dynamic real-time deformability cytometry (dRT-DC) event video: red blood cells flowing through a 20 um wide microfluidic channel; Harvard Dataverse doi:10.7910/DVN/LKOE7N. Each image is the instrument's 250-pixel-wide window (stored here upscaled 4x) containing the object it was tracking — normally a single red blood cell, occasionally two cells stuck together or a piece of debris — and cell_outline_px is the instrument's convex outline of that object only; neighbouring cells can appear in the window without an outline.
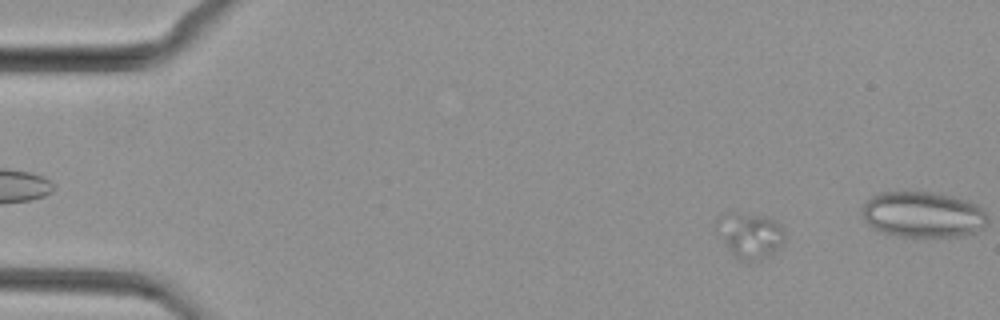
{"species": "common noctule bat (a hibernating species)", "species_latin": "Nyctalus noctula", "temperature_condition": "cold", "stored_images_in_passage": 16, "camera_frame_rate_fps": 3000, "um_per_image_px": 0.085, "animal": {"sex": "female", "body_mass_g": 29.2, "forearm_length_mm": 56.3}, "frame": {"image": 1, "passage_image": 7, "time_ms": 2.0, "image_size_px": [1000, 320], "cell_outline_px": [[784, 244], [768, 256], [760, 260], [748, 264], [732, 256], [716, 232], [716, 220], [720, 212], [732, 212], [768, 216], [776, 220], [784, 228]], "centroid_in_image_um": [63.71, 20.01], "position_along_channel_um": 21.3, "area_um2": 18.96}}